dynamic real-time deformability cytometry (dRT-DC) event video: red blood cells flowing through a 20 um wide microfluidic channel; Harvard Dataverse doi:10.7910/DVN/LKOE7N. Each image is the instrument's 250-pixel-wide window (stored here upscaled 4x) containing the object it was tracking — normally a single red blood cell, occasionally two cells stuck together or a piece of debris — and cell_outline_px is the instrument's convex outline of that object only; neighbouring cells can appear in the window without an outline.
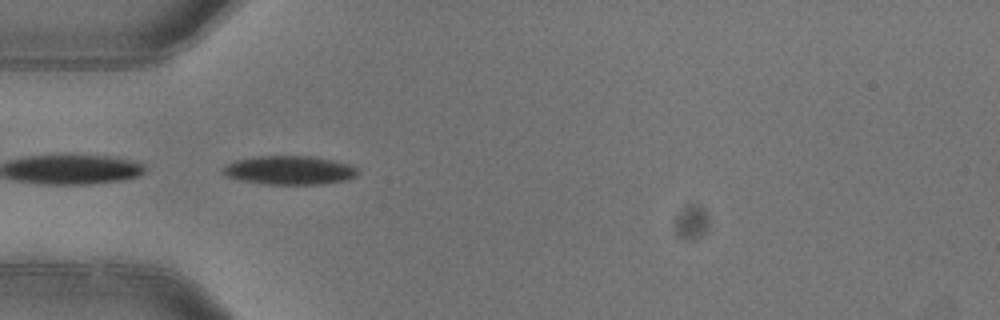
{"species": "common noctule bat (a hibernating species)", "species_latin": "Nyctalus noctula", "temperature_condition": "warm", "stored_images_in_passage": 4, "camera_frame_rate_fps": 3000, "um_per_image_px": 0.085, "animal": {"sex": "female"}, "frame": {"image": 1, "passage_image": 2, "time_ms": 0.333, "image_size_px": [1000, 320], "cell_outline_px": [[360, 172], [356, 176], [344, 180], [320, 184], [268, 184], [244, 180], [228, 176], [224, 172], [224, 168], [228, 164], [236, 160], [256, 156], [308, 156], [352, 164]], "centroid_in_image_um": [24.66, 14.46], "position_along_channel_um": 60.3, "area_um2": 22.14}}